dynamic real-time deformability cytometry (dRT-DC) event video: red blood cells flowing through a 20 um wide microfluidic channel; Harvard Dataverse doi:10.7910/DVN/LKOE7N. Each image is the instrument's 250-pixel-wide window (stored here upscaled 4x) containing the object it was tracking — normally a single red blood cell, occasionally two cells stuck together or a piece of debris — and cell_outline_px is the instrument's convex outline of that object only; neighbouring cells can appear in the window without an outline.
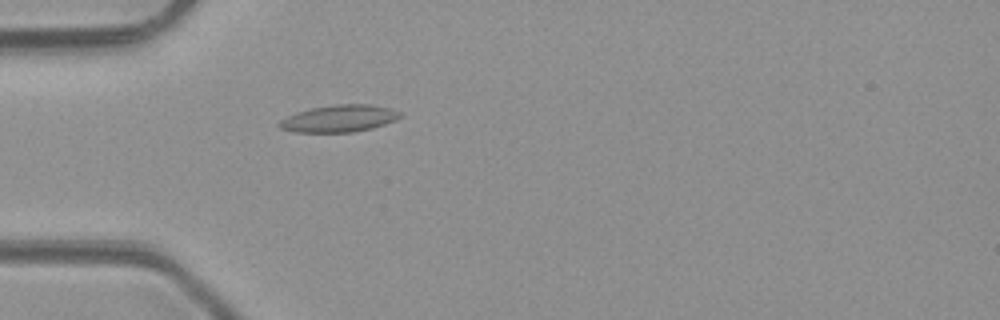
{"species": "common noctule bat (a hibernating species)", "species_latin": "Nyctalus noctula", "temperature_condition": "room temperature", "stored_images_in_passage": 4, "camera_frame_rate_fps": 3000, "um_per_image_px": 0.085, "animal": {"sex": "male", "body_mass_g": 23.1, "forearm_length_mm": 52.7}, "frame": {"image": 1, "passage_image": 4, "time_ms": 4.333, "image_size_px": [1000, 320], "cell_outline_px": [[404, 116], [396, 120], [372, 128], [352, 132], [296, 132], [280, 128], [276, 124], [280, 120], [296, 112], [312, 108], [336, 104], [368, 104], [392, 108], [400, 112]], "centroid_in_image_um": [28.85, 10.07], "position_along_channel_um": 56.1, "area_um2": 19.07}}